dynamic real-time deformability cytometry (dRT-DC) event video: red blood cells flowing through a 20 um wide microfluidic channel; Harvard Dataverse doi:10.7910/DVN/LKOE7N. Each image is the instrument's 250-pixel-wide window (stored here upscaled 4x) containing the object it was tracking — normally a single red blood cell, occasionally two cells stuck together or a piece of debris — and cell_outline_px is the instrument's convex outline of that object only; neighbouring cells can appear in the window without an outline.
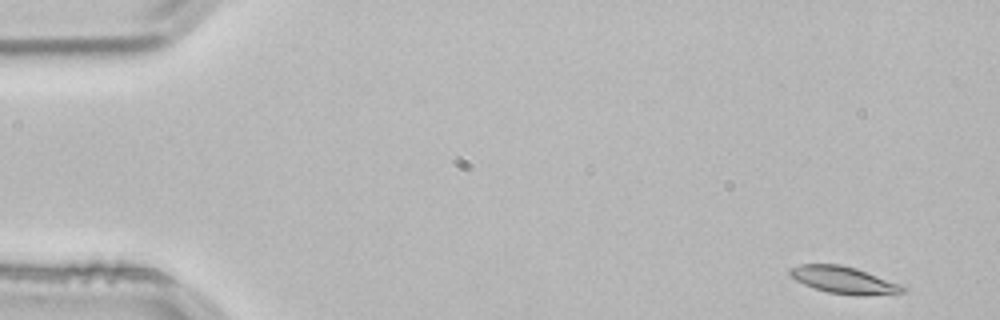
{"species": "common noctule bat (a hibernating species)", "species_latin": "Nyctalus noctula", "temperature_condition": "room temperature", "stored_images_in_passage": 51, "camera_frame_rate_fps": 3000, "um_per_image_px": 0.085, "animal": {"sex": "male", "body_mass_g": 21.5, "forearm_length_mm": 52.0}, "frame": {"image": 1, "passage_image": 1, "time_ms": 0.0, "image_size_px": [1000, 320], "cell_outline_px": [[908, 292], [864, 296], [828, 292], [804, 284], [788, 276], [788, 272], [792, 268], [800, 264], [840, 264], [856, 268], [908, 288]], "centroid_in_image_um": [71.71, 23.8], "position_along_channel_um": 13.3, "area_um2": 17.57}}
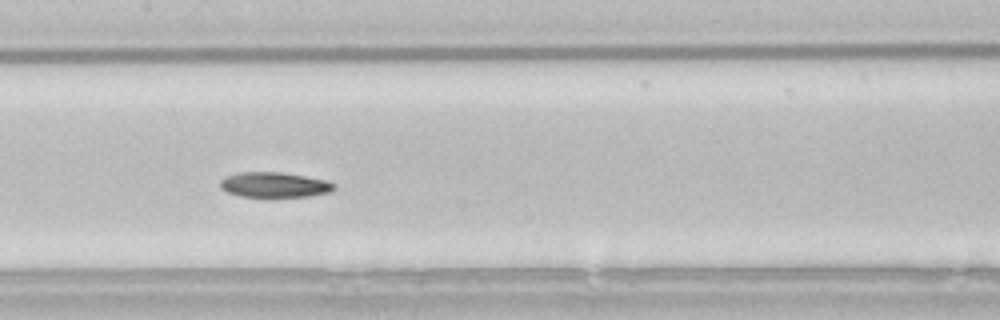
{"frame": {"image": 2, "passage_image": 24, "time_ms": 7.667, "image_size_px": [1000, 320], "cell_outline_px": [[336, 188], [328, 192], [308, 196], [240, 196], [228, 192], [220, 188], [220, 180], [224, 176], [240, 172], [280, 172], [304, 176], [324, 180], [336, 184]], "centroid_in_image_um": [23.28, 15.69], "position_along_channel_um": 184.1, "area_um2": 16.47}}
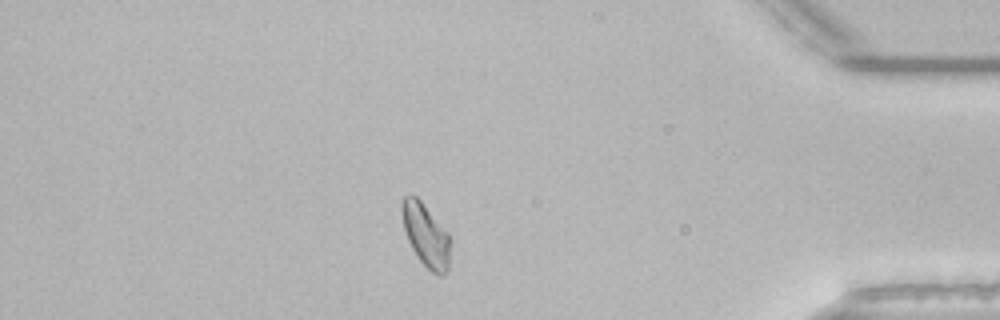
{"frame": {"image": 3, "passage_image": 44, "time_ms": 14.333, "image_size_px": [1000, 320], "cell_outline_px": [[452, 240], [448, 272], [444, 276], [436, 276], [416, 256], [408, 240], [404, 228], [400, 208], [400, 204], [404, 196], [416, 196], [420, 200], [448, 232]], "centroid_in_image_um": [36.24, 20.03], "position_along_channel_um": 399.0, "area_um2": 18.09}, "authors_computed_cell_mechanics": {"area_um2": 17.5712, "velocity_mm_per_s": 3.8083, "shape_relaxation_time_tau1_ms": 9.1182, "shape_relaxation_time_tau2_ms": null, "deformation_change_tau1": 0.1693, "deformation_change_tau2": null}}